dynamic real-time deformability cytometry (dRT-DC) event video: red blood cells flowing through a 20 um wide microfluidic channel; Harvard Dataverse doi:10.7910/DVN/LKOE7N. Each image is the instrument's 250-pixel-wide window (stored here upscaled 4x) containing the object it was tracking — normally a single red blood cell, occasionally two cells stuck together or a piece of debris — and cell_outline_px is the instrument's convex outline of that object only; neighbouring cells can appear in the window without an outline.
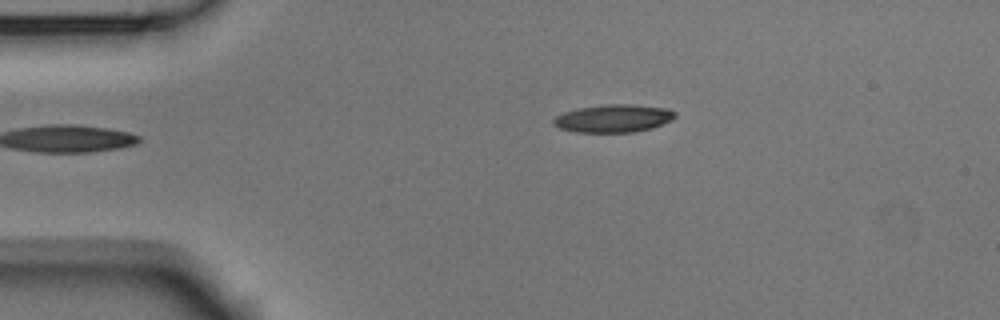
{"species": "Egyptian fruit bat (a non-hibernating species)", "species_latin": "Rousettus aegyptiacus", "temperature_condition": "room temperature", "stored_images_in_passage": 5, "camera_frame_rate_fps": 3000, "um_per_image_px": 0.085, "animal": {"sex": "male"}, "frame": {"image": 1, "passage_image": 5, "time_ms": 1.333, "image_size_px": [1000, 320], "cell_outline_px": [[676, 116], [672, 120], [652, 128], [632, 132], [576, 132], [560, 128], [552, 124], [552, 120], [556, 116], [564, 112], [576, 108], [604, 104], [632, 104], [664, 108], [676, 112]], "centroid_in_image_um": [52.12, 10.06], "position_along_channel_um": 32.9, "area_um2": 19.77}}